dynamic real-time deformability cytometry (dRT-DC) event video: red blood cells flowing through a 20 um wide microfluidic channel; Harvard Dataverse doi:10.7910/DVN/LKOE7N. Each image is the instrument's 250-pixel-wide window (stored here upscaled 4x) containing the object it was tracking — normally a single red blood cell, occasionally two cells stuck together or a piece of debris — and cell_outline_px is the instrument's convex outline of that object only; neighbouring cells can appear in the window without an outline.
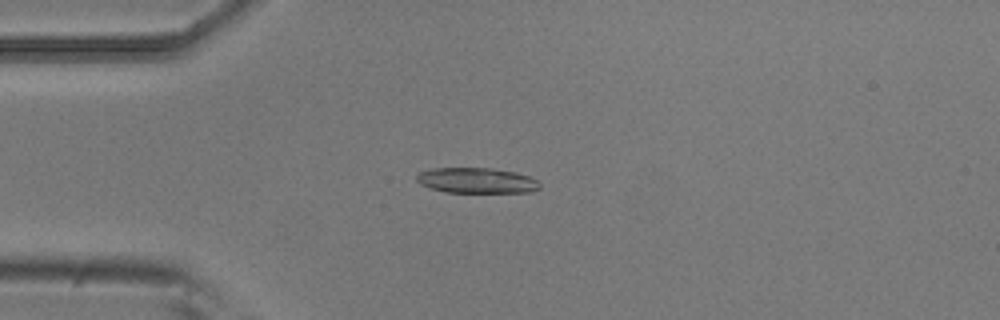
{"species": "common noctule bat (a hibernating species)", "species_latin": "Nyctalus noctula", "temperature_condition": "room temperature", "stored_images_in_passage": 6, "camera_frame_rate_fps": 3000, "um_per_image_px": 0.085, "animal": {"sex": "male", "body_mass_g": 20.5, "forearm_length_mm": 52.5}, "frame": {"image": 1, "passage_image": 3, "time_ms": 0.667, "image_size_px": [1000, 320], "cell_outline_px": [[540, 188], [532, 192], [444, 192], [420, 184], [416, 180], [416, 176], [420, 172], [432, 168], [492, 168], [516, 172], [528, 176], [536, 180], [540, 184]], "centroid_in_image_um": [40.52, 15.34], "position_along_channel_um": 44.5, "area_um2": 18.21}}
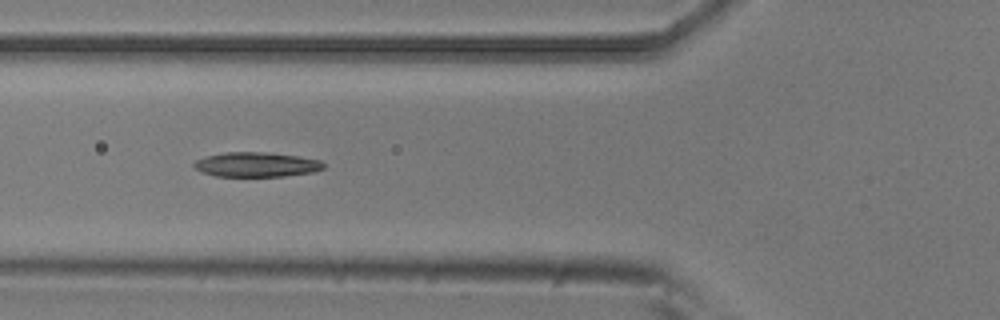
{"frame": {"image": 2, "passage_image": 5, "time_ms": 1.333, "image_size_px": [1000, 320], "cell_outline_px": [[324, 168], [312, 172], [284, 176], [216, 176], [200, 172], [192, 164], [196, 160], [208, 156], [224, 152], [268, 152], [296, 156], [320, 160], [324, 164]], "centroid_in_image_um": [21.78, 13.98], "position_along_channel_um": 104.0, "area_um2": 18.5}}
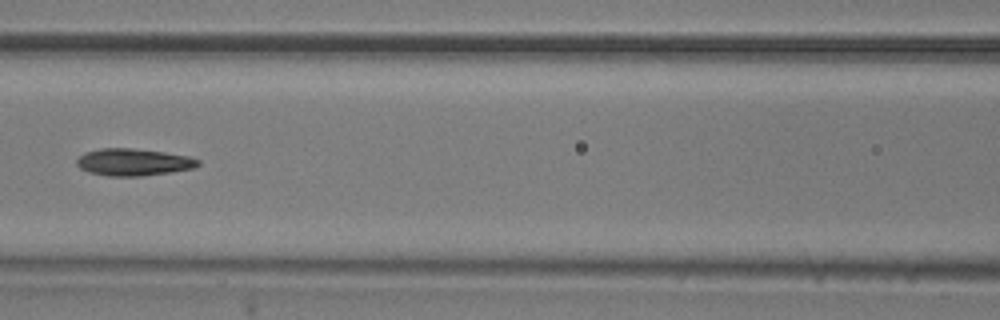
{"frame": {"image": 3, "passage_image": 6, "time_ms": 1.667, "image_size_px": [1000, 320], "cell_outline_px": [[200, 164], [196, 168], [172, 172], [140, 176], [108, 176], [88, 172], [80, 168], [76, 164], [76, 160], [80, 156], [88, 152], [100, 148], [132, 148], [164, 152], [188, 156], [200, 160]], "centroid_in_image_um": [11.37, 13.79], "position_along_channel_um": 155.2, "area_um2": 19.19}}